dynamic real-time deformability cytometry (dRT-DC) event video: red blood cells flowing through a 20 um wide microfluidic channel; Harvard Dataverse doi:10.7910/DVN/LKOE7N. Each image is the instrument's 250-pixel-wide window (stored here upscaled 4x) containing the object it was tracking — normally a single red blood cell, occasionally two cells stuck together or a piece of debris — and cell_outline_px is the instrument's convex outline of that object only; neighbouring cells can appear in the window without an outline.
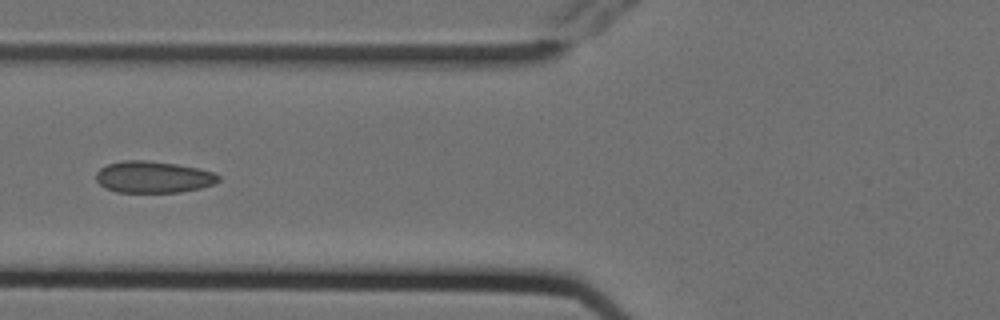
{"species": "Egyptian fruit bat (a non-hibernating species)", "species_latin": "Rousettus aegyptiacus", "temperature_condition": "cold", "stored_images_in_passage": 14, "camera_frame_rate_fps": 3000, "um_per_image_px": 0.085, "animal": {"sex": "female"}, "frame": {"image": 1, "passage_image": 6, "time_ms": 1.667, "image_size_px": [1000, 320], "cell_outline_px": [[220, 180], [216, 184], [200, 188], [180, 192], [116, 192], [104, 188], [96, 180], [96, 172], [100, 168], [108, 164], [124, 160], [148, 160], [176, 164], [196, 168], [212, 172], [220, 176]], "centroid_in_image_um": [13.02, 15.05], "position_along_channel_um": 112.8, "area_um2": 22.66}}
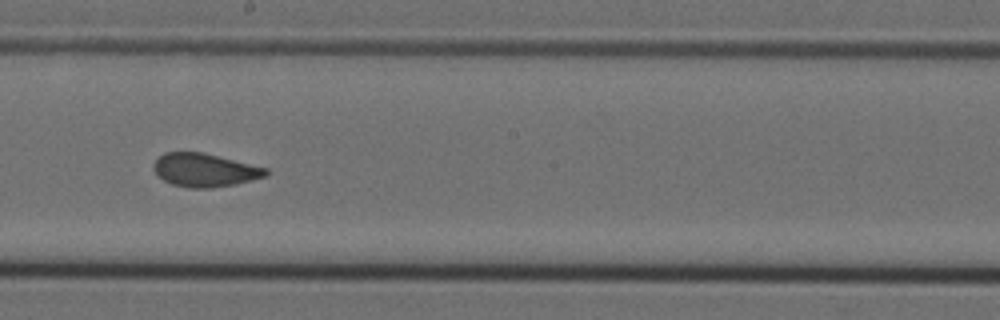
{"frame": {"image": 2, "passage_image": 9, "time_ms": 2.667, "image_size_px": [1000, 320], "cell_outline_px": [[268, 176], [236, 184], [212, 188], [188, 188], [172, 184], [156, 176], [152, 168], [156, 160], [164, 152], [200, 152], [268, 168]], "centroid_in_image_um": [17.39, 14.47], "position_along_channel_um": 230.8, "area_um2": 21.85}}
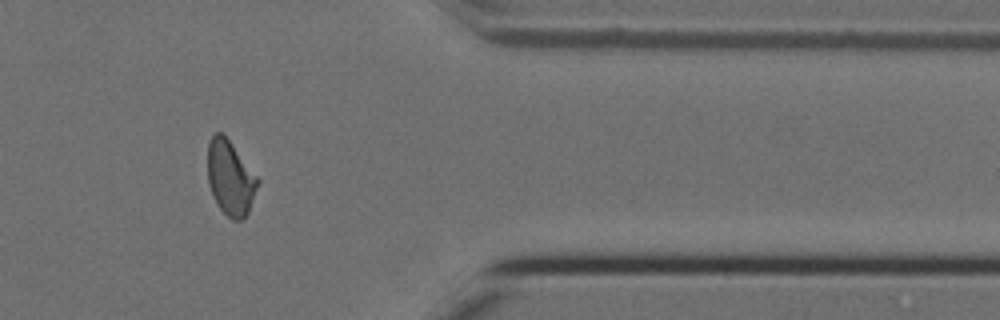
{"frame": {"image": 3, "passage_image": 13, "time_ms": 4.0, "image_size_px": [1000, 320], "cell_outline_px": [[260, 180], [248, 212], [240, 220], [232, 220], [220, 208], [208, 184], [208, 144], [212, 136], [216, 132], [220, 132], [228, 140]], "centroid_in_image_um": [19.57, 15.13], "position_along_channel_um": 391.8, "area_um2": 21.15}}